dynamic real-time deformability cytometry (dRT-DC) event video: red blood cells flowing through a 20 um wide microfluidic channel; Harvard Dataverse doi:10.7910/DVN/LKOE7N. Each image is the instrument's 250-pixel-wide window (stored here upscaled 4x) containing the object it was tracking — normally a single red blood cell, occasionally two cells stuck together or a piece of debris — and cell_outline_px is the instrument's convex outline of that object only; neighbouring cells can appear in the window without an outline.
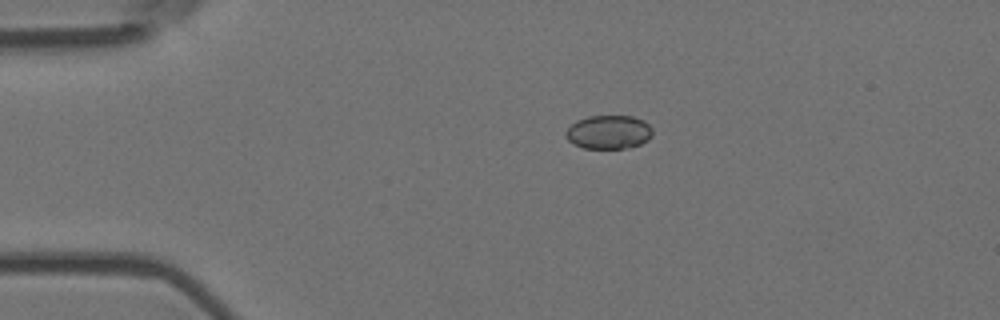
{"species": "Egyptian fruit bat (a non-hibernating species)", "species_latin": "Rousettus aegyptiacus", "temperature_condition": "room temperature", "stored_images_in_passage": 3, "camera_frame_rate_fps": 3000, "um_per_image_px": 0.085, "animal": {"sex": "female"}, "frame": {"image": 1, "passage_image": 1, "time_ms": 0.0, "image_size_px": [1000, 320], "cell_outline_px": [[652, 136], [648, 140], [640, 144], [628, 148], [584, 148], [572, 144], [564, 136], [564, 132], [576, 120], [588, 116], [632, 116], [644, 120], [652, 128]], "centroid_in_image_um": [51.73, 11.23], "position_along_channel_um": 33.3, "area_um2": 17.22}}